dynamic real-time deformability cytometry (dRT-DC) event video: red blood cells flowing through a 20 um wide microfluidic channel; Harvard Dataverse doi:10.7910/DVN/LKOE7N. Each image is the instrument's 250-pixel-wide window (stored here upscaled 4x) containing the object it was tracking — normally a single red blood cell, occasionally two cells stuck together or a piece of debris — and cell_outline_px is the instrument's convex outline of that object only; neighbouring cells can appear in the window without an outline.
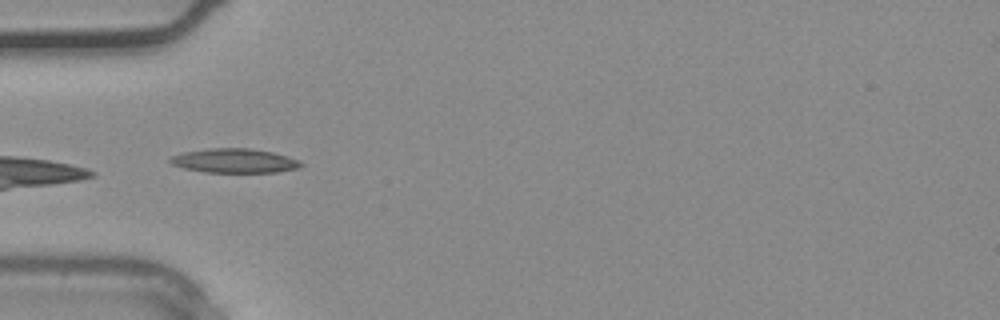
{"species": "common noctule bat (a hibernating species)", "species_latin": "Nyctalus noctula", "temperature_condition": "warm", "stored_images_in_passage": 13, "camera_frame_rate_fps": 3000, "um_per_image_px": 0.085, "animal": {"sex": "male", "body_mass_g": 20.4}, "frame": {"image": 1, "passage_image": 1, "time_ms": 0.0, "image_size_px": [1000, 320], "cell_outline_px": [[304, 164], [300, 168], [276, 172], [204, 172], [184, 168], [172, 164], [168, 160], [168, 156], [180, 152], [208, 148], [248, 148], [272, 152], [288, 156]], "centroid_in_image_um": [19.87, 13.65], "position_along_channel_um": 65.1, "area_um2": 18.61}}